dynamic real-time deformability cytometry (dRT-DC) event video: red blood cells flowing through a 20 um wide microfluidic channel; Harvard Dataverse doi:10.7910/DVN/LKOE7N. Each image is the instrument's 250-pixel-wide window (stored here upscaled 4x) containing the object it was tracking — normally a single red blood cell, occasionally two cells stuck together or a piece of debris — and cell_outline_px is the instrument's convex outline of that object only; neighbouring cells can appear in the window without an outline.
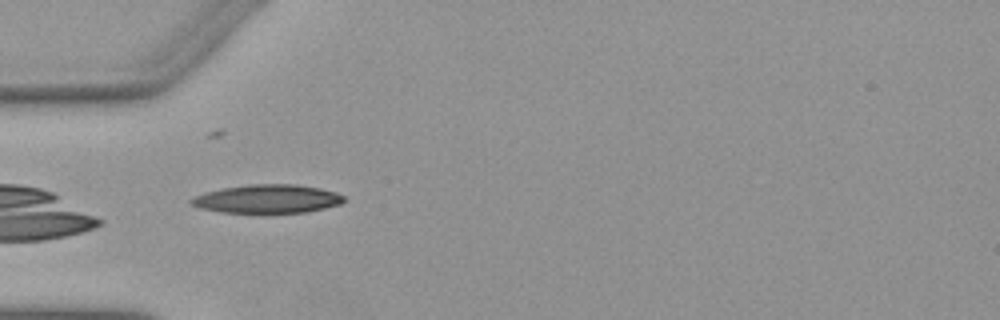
{"species": "Egyptian fruit bat (a non-hibernating species)", "species_latin": "Rousettus aegyptiacus", "temperature_condition": "warm", "stored_images_in_passage": 22, "camera_frame_rate_fps": 3000, "um_per_image_px": 0.085, "animal": {"sex": "female"}, "frame": {"image": 1, "passage_image": 1, "time_ms": 0.0, "image_size_px": [1000, 320], "cell_outline_px": [[344, 200], [340, 204], [308, 212], [264, 216], [252, 216], [220, 212], [200, 208], [192, 204], [188, 200], [192, 196], [204, 192], [224, 188], [248, 184], [296, 184], [320, 188], [336, 192], [344, 196]], "centroid_in_image_um": [22.68, 16.96], "position_along_channel_um": 62.3, "area_um2": 26.76}}
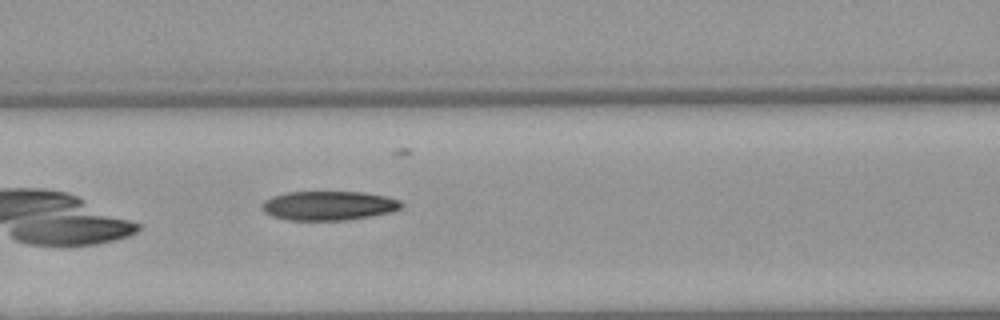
{"frame": {"image": 2, "passage_image": 7, "time_ms": 2.0, "image_size_px": [1000, 320], "cell_outline_px": [[404, 204], [400, 208], [392, 212], [372, 216], [344, 220], [288, 220], [272, 216], [264, 212], [260, 208], [260, 204], [264, 200], [272, 196], [288, 192], [364, 192], [384, 196], [400, 200]], "centroid_in_image_um": [27.91, 17.48], "position_along_channel_um": 138.7, "area_um2": 23.87}}
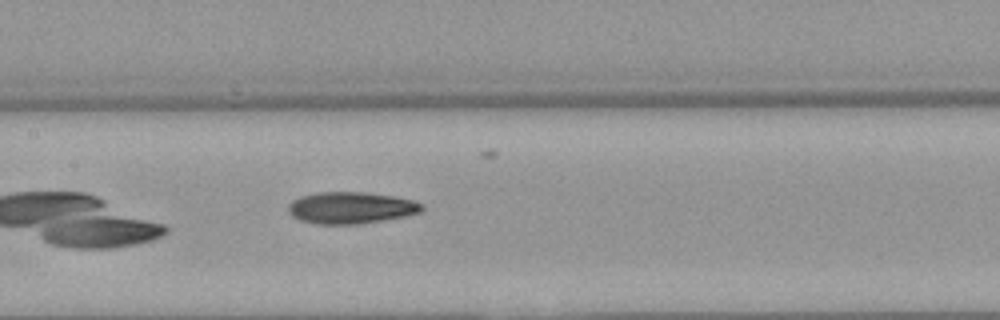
{"frame": {"image": 3, "passage_image": 10, "time_ms": 3.0, "image_size_px": [1000, 320], "cell_outline_px": [[424, 208], [420, 212], [404, 216], [384, 220], [360, 224], [316, 224], [300, 220], [292, 216], [288, 212], [288, 204], [292, 200], [300, 196], [316, 192], [368, 192], [392, 196], [412, 200], [424, 204]], "centroid_in_image_um": [29.8, 17.66], "position_along_channel_um": 177.6, "area_um2": 24.85}}